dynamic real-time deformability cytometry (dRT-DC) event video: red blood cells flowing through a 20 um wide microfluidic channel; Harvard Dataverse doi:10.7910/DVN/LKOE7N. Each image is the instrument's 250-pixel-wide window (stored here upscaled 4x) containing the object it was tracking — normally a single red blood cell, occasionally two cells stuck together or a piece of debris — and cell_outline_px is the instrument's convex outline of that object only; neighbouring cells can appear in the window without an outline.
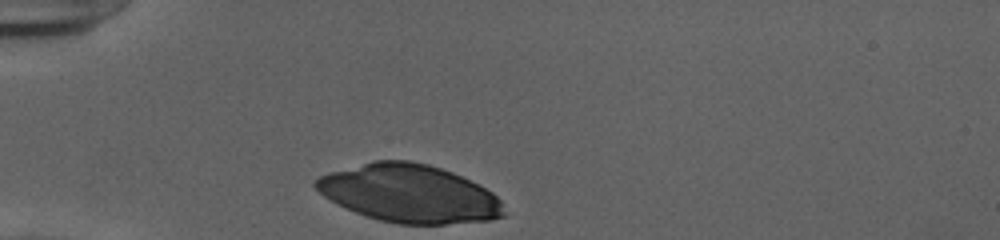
{"species": "human", "species_latin": "Homo sapiens", "temperature_condition": "cold", "stored_images_in_passage": 29, "camera_frame_rate_fps": 3000, "um_per_image_px": 0.085, "donor": {"sex": "female"}, "frame": {"image": 1, "passage_image": 1, "time_ms": 0.0, "image_size_px": [1000, 240], "cell_outline_px": [[504, 216], [492, 220], [444, 224], [400, 224], [380, 220], [356, 212], [336, 204], [324, 196], [312, 184], [320, 176], [328, 172], [372, 160], [408, 160], [428, 164], [452, 172], [480, 184], [492, 192], [500, 200], [504, 212]], "centroid_in_image_um": [34.78, 16.44], "position_along_channel_um": 50.2, "area_um2": 63.52}}